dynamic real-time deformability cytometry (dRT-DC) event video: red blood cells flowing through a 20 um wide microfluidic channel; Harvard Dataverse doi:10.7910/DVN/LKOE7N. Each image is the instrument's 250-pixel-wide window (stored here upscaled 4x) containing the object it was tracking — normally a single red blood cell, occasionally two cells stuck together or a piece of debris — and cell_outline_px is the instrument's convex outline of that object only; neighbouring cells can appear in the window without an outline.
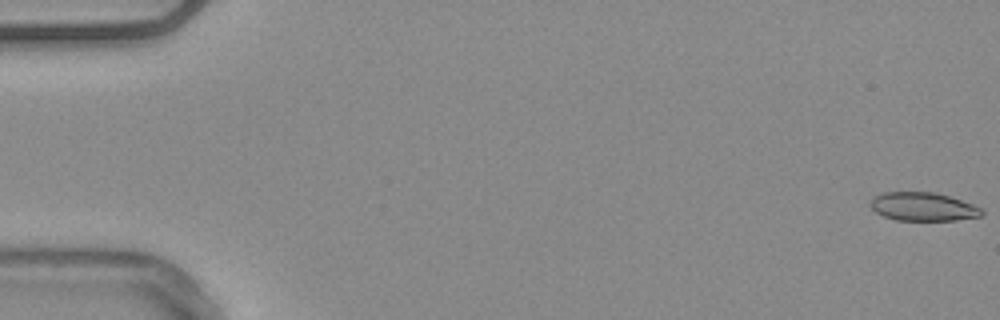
{"species": "common noctule bat (a hibernating species)", "species_latin": "Nyctalus noctula", "temperature_condition": "warm", "stored_images_in_passage": 55, "camera_frame_rate_fps": 3000, "um_per_image_px": 0.085, "animal": {"sex": "male", "body_mass_g": 20.4}, "frame": {"image": 1, "passage_image": 1, "time_ms": 0.0, "image_size_px": [1000, 320], "cell_outline_px": [[984, 212], [980, 216], [956, 220], [896, 220], [884, 216], [876, 212], [872, 208], [872, 200], [876, 196], [884, 192], [936, 192], [972, 204], [980, 208]], "centroid_in_image_um": [78.47, 17.57], "position_along_channel_um": 6.5, "area_um2": 18.15}}
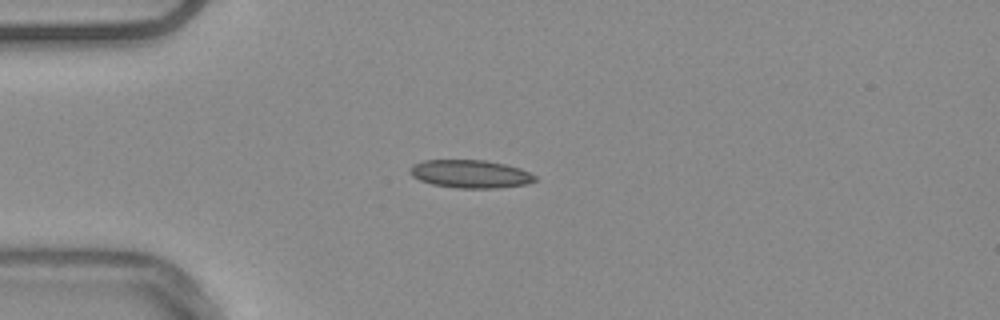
{"frame": {"image": 2, "passage_image": 15, "time_ms": 4.667, "image_size_px": [1000, 320], "cell_outline_px": [[536, 180], [524, 184], [496, 188], [456, 188], [432, 184], [420, 180], [412, 176], [408, 172], [408, 168], [412, 164], [424, 160], [484, 160], [504, 164], [520, 168], [536, 176]], "centroid_in_image_um": [39.92, 14.78], "position_along_channel_um": 45.1, "area_um2": 20.4}}
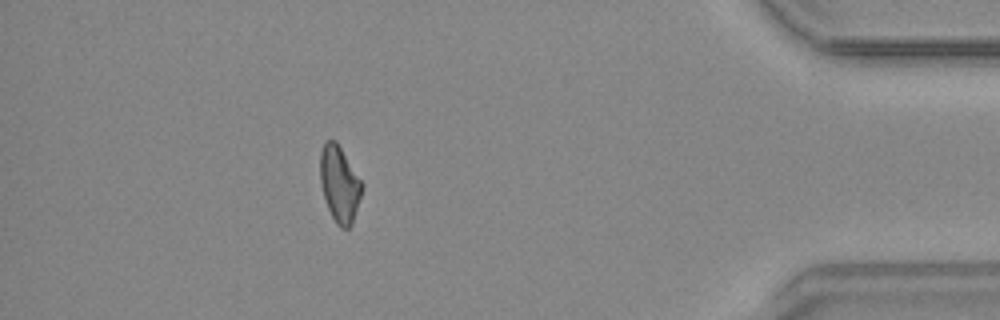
{"frame": {"image": 3, "passage_image": 49, "time_ms": 16.0, "image_size_px": [1000, 320], "cell_outline_px": [[364, 188], [352, 224], [348, 228], [340, 228], [336, 224], [328, 208], [324, 196], [320, 180], [320, 152], [324, 140], [336, 140], [364, 184]], "centroid_in_image_um": [28.87, 15.63], "position_along_channel_um": 406.3, "area_um2": 18.73}, "authors_computed_cell_mechanics": {"area_um2": 19.0162, "velocity_mm_per_s": 3.775, "shape_relaxation_time_tau1_ms": null, "shape_relaxation_time_tau2_ms": 1.9381, "deformation_change_tau1": null, "deformation_change_tau2": 0.0882}}